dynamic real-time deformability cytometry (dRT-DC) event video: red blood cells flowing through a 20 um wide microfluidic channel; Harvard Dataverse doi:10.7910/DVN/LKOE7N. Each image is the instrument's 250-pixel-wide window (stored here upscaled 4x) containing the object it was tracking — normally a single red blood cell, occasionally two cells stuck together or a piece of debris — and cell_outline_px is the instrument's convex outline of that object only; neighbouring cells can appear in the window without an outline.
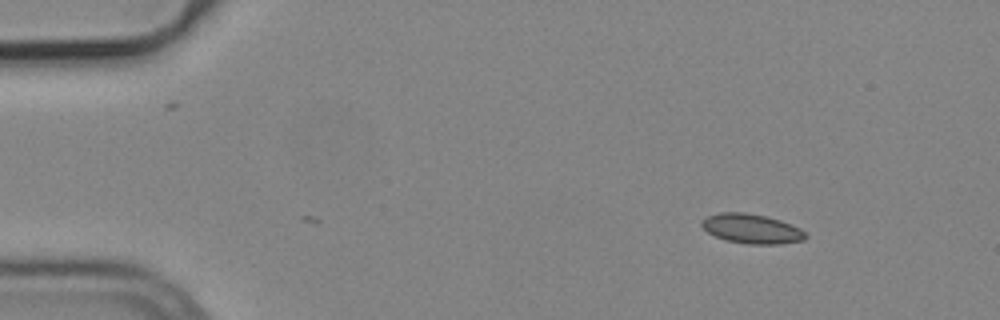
{"species": "common noctule bat (a hibernating species)", "species_latin": "Nyctalus noctula", "temperature_condition": "cold", "stored_images_in_passage": 2, "camera_frame_rate_fps": 3000, "um_per_image_px": 0.085, "animal": {"sex": "male", "body_mass_g": 19.2, "forearm_length_mm": 51.8}, "frame": {"image": 1, "passage_image": 2, "time_ms": 0.333, "image_size_px": [1000, 320], "cell_outline_px": [[808, 236], [804, 240], [780, 244], [748, 244], [728, 240], [716, 236], [708, 232], [700, 224], [700, 220], [708, 216], [720, 212], [744, 212], [768, 216], [780, 220], [800, 228]], "centroid_in_image_um": [63.9, 19.43], "position_along_channel_um": 21.1, "area_um2": 17.86}}